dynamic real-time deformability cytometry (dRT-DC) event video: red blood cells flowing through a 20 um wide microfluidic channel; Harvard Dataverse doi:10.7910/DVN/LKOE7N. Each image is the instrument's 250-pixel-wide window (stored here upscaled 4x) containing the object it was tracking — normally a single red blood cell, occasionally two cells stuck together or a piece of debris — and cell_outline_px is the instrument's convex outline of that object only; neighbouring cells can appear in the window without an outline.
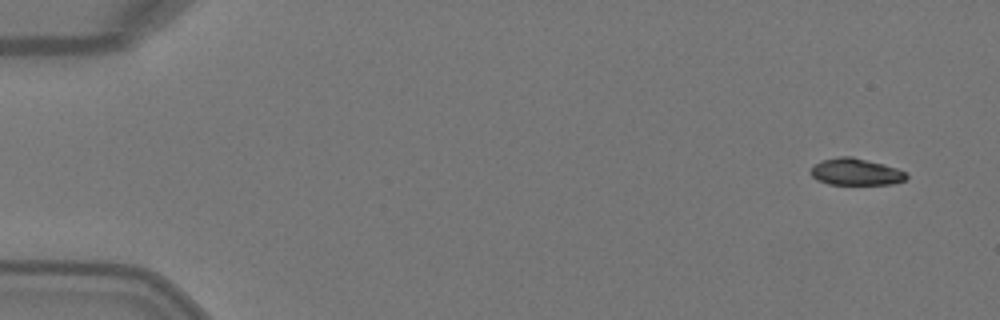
{"species": "Egyptian fruit bat (a non-hibernating species)", "species_latin": "Rousettus aegyptiacus", "temperature_condition": "warm", "stored_images_in_passage": 2, "camera_frame_rate_fps": 3000, "um_per_image_px": 0.085, "animal": {"sex": "female"}, "frame": {"image": 1, "passage_image": 1, "time_ms": 0.0, "image_size_px": [1000, 320], "cell_outline_px": [[908, 176], [904, 180], [892, 184], [828, 184], [816, 180], [812, 176], [812, 168], [816, 164], [824, 160], [840, 156], [852, 156], [884, 164], [908, 172]], "centroid_in_image_um": [72.78, 14.61], "position_along_channel_um": 12.2, "area_um2": 14.85}}